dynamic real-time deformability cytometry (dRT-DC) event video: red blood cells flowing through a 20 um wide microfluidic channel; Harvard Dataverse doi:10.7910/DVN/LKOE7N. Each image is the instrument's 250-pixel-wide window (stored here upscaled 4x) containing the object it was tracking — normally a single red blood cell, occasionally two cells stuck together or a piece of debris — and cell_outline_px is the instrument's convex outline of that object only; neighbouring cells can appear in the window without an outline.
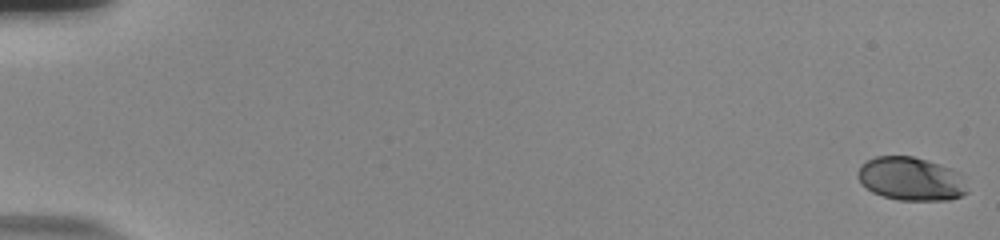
{"species": "human", "species_latin": "Homo sapiens", "temperature_condition": "room temperature", "stored_images_in_passage": 57, "camera_frame_rate_fps": 3000, "um_per_image_px": 0.085, "donor": {"sex": "male"}, "frame": {"image": 1, "passage_image": 1, "time_ms": 0.0, "image_size_px": [1000, 240], "cell_outline_px": [[968, 192], [960, 196], [948, 200], [900, 200], [884, 196], [872, 192], [856, 176], [856, 172], [860, 164], [876, 156], [912, 156], [952, 168], [960, 172]], "centroid_in_image_um": [77.42, 15.19], "position_along_channel_um": 7.6, "area_um2": 27.63}}
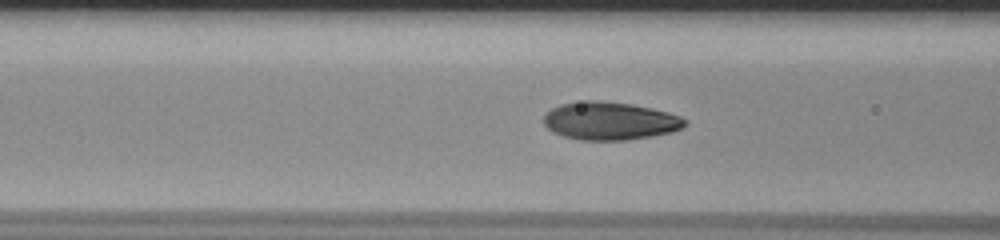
{"frame": {"image": 2, "passage_image": 25, "time_ms": 8.0, "image_size_px": [1000, 240], "cell_outline_px": [[688, 124], [672, 132], [652, 136], [628, 140], [580, 140], [564, 136], [552, 132], [544, 124], [544, 116], [552, 108], [560, 104], [588, 100], [596, 100], [632, 104], [652, 108], [668, 112], [680, 116], [688, 120]], "centroid_in_image_um": [51.86, 10.28], "position_along_channel_um": 114.7, "area_um2": 31.33}}
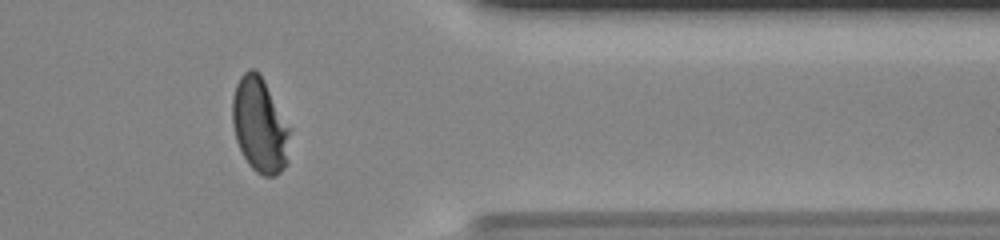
{"frame": {"image": 3, "passage_image": 48, "time_ms": 15.667, "image_size_px": [1000, 240], "cell_outline_px": [[292, 128], [288, 164], [276, 176], [264, 176], [256, 172], [248, 164], [236, 140], [232, 124], [232, 96], [236, 84], [240, 76], [248, 68], [256, 68], [260, 72]], "centroid_in_image_um": [22.12, 10.62], "position_along_channel_um": 389.3, "area_um2": 32.83}, "authors_computed_cell_mechanics": {"area_um2": 30.8074, "velocity_mm_per_s": 3.7233, "shape_relaxation_time_tau1_ms": 4.799, "shape_relaxation_time_tau2_ms": null, "deformation_change_tau1": 0.1941, "deformation_change_tau2": null}}